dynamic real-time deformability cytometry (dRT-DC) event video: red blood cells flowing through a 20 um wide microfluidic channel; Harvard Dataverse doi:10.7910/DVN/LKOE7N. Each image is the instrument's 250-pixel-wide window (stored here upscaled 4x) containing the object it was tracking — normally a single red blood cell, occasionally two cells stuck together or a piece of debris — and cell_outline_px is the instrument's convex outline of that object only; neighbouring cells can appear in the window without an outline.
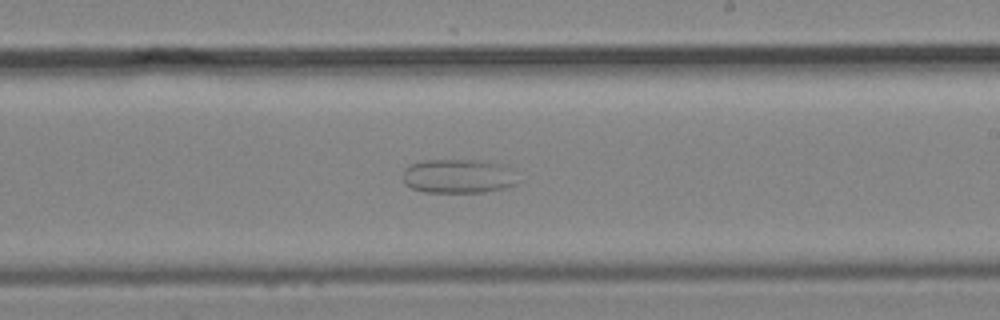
{"species": "common noctule bat (a hibernating species)", "species_latin": "Nyctalus noctula", "temperature_condition": "cold", "stored_images_in_passage": 48, "camera_frame_rate_fps": 3000, "um_per_image_px": 0.085, "animal": {"sex": "male", "body_mass_g": 19.2, "forearm_length_mm": 51.8}, "frame": {"image": 1, "passage_image": 26, "time_ms": 8.333, "image_size_px": [1000, 320], "cell_outline_px": [[524, 180], [516, 184], [504, 188], [484, 192], [424, 192], [412, 188], [404, 184], [400, 176], [404, 168], [408, 164], [424, 160], [484, 160], [508, 164]], "centroid_in_image_um": [39.02, 14.96], "position_along_channel_um": 250.0, "area_um2": 23.93}}
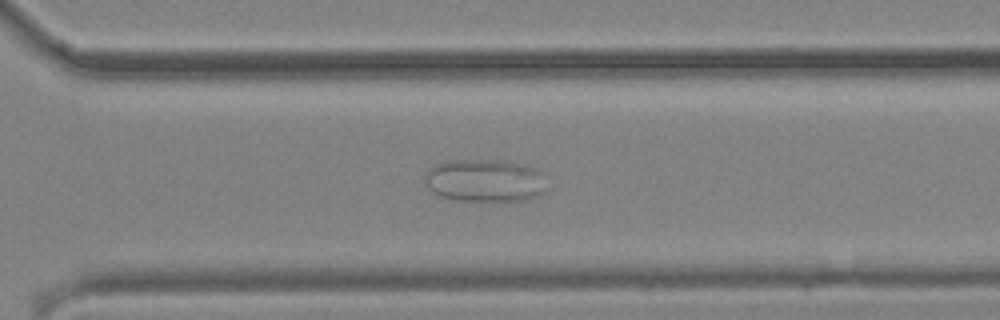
{"frame": {"image": 2, "passage_image": 32, "time_ms": 10.333, "image_size_px": [1000, 320], "cell_outline_px": [[548, 188], [544, 192], [528, 200], [456, 200], [440, 196], [432, 192], [424, 184], [424, 172], [432, 164], [448, 160], [504, 160], [524, 164], [540, 168], [544, 172]], "centroid_in_image_um": [41.23, 15.32], "position_along_channel_um": 329.4, "area_um2": 31.27}}
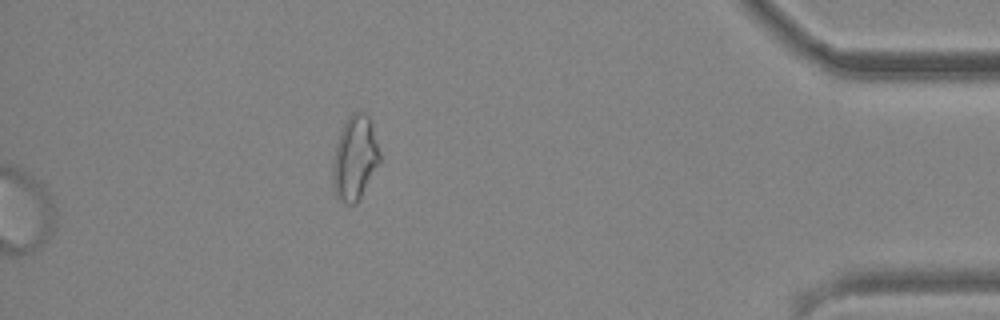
{"frame": {"image": 3, "passage_image": 48, "time_ms": 15.667, "image_size_px": [1000, 320], "cell_outline_px": [[380, 160], [356, 204], [344, 204], [336, 200], [332, 184], [332, 164], [336, 144], [344, 120], [352, 112], [360, 108], [372, 120], [380, 152]], "centroid_in_image_um": [30.14, 13.39], "position_along_channel_um": 405.1, "area_um2": 23.58}}